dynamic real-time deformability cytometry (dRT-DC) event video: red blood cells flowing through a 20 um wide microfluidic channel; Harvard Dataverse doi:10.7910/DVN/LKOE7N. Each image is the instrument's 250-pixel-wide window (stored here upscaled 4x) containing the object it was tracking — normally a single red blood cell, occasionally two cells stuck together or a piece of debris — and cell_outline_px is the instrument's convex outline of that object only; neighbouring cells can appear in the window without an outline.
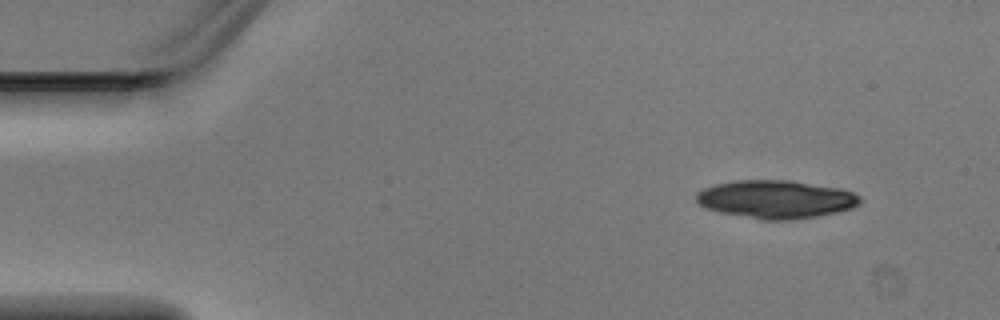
{"species": "Egyptian fruit bat (a non-hibernating species)", "species_latin": "Rousettus aegyptiacus", "temperature_condition": "warm", "stored_images_in_passage": 4, "segment_of_instrument_passage": [2, 2], "camera_frame_rate_fps": 3000, "um_per_image_px": 0.085, "animal": {"sex": "male"}, "frame": {"image": 1, "passage_image": 4, "time_ms": 1.0, "image_size_px": [1000, 320], "cell_outline_px": [[864, 200], [860, 204], [852, 208], [836, 212], [816, 216], [792, 220], [760, 220], [720, 212], [704, 208], [696, 200], [696, 192], [704, 188], [716, 184], [732, 180], [788, 180], [844, 188], [860, 196]], "centroid_in_image_um": [65.97, 16.93], "position_along_channel_um": 19.0, "area_um2": 36.76}}